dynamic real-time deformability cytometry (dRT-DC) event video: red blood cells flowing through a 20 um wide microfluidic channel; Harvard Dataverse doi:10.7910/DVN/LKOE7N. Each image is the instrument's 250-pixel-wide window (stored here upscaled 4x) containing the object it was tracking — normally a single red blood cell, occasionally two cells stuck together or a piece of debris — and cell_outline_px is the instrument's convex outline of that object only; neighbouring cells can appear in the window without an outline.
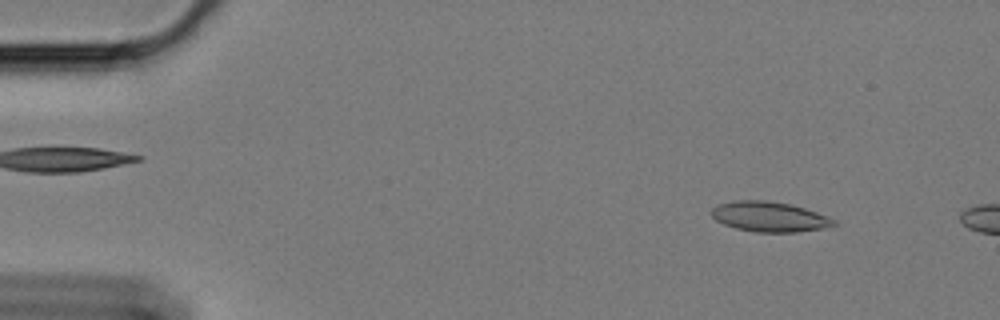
{"species": "Egyptian fruit bat (a non-hibernating species)", "species_latin": "Rousettus aegyptiacus", "temperature_condition": "cold", "stored_images_in_passage": 55, "camera_frame_rate_fps": 3000, "um_per_image_px": 0.085, "animal": {"sex": "female"}, "frame": {"image": 1, "passage_image": 6, "time_ms": 1.667, "image_size_px": [1000, 320], "cell_outline_px": [[836, 224], [824, 228], [796, 232], [756, 232], [736, 228], [724, 224], [716, 220], [712, 216], [712, 208], [720, 204], [732, 200], [768, 200], [788, 204], [804, 208], [816, 212], [836, 220]], "centroid_in_image_um": [65.39, 18.42], "position_along_channel_um": 19.6, "area_um2": 21.27}}
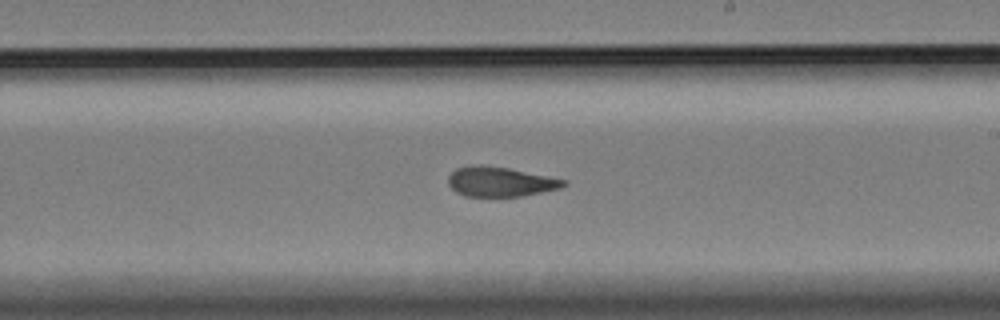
{"frame": {"image": 2, "passage_image": 34, "time_ms": 11.0, "image_size_px": [1000, 320], "cell_outline_px": [[568, 184], [560, 188], [524, 196], [464, 196], [456, 192], [448, 184], [448, 176], [456, 168], [476, 164], [480, 164], [508, 168], [568, 180]], "centroid_in_image_um": [42.52, 15.44], "position_along_channel_um": 246.5, "area_um2": 20.06}}
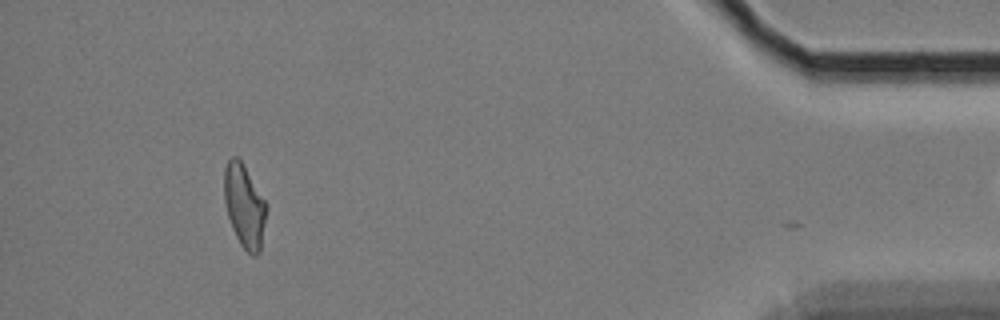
{"frame": {"image": 3, "passage_image": 54, "time_ms": 17.667, "image_size_px": [1000, 320], "cell_outline_px": [[268, 208], [260, 252], [256, 256], [252, 256], [240, 244], [232, 228], [228, 216], [224, 200], [224, 168], [228, 160], [232, 156], [236, 156], [240, 160], [268, 204]], "centroid_in_image_um": [20.79, 17.52], "position_along_channel_um": 414.4, "area_um2": 20.58}}